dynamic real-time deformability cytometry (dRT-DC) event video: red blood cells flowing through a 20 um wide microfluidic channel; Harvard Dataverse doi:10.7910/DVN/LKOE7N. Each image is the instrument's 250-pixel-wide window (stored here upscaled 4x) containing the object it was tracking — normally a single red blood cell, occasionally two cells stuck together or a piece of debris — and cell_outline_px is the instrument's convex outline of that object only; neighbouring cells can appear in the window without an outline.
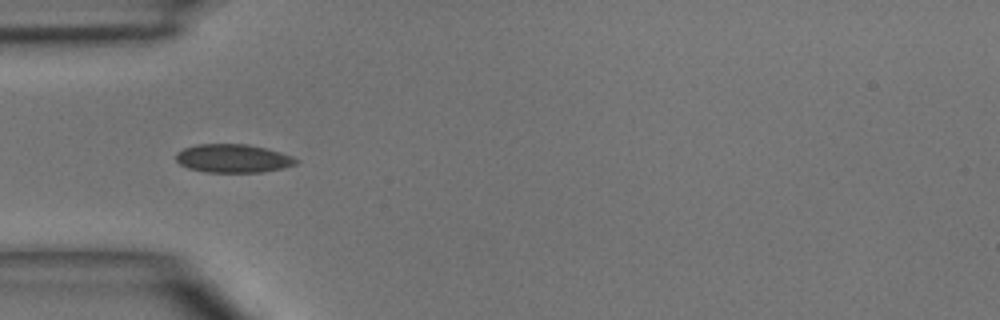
{"species": "common noctule bat (a hibernating species)", "species_latin": "Nyctalus noctula", "temperature_condition": "room temperature", "stored_images_in_passage": 5, "camera_frame_rate_fps": 3000, "um_per_image_px": 0.085, "animal": {"sex": "male", "body_mass_g": 15.6}, "frame": {"image": 1, "passage_image": 4, "time_ms": 3.333, "image_size_px": [1000, 320], "cell_outline_px": [[300, 160], [296, 164], [284, 168], [260, 172], [204, 172], [188, 168], [180, 164], [176, 160], [176, 152], [184, 148], [196, 144], [248, 144], [268, 148], [292, 156]], "centroid_in_image_um": [19.82, 13.46], "position_along_channel_um": 65.2, "area_um2": 20.06}}
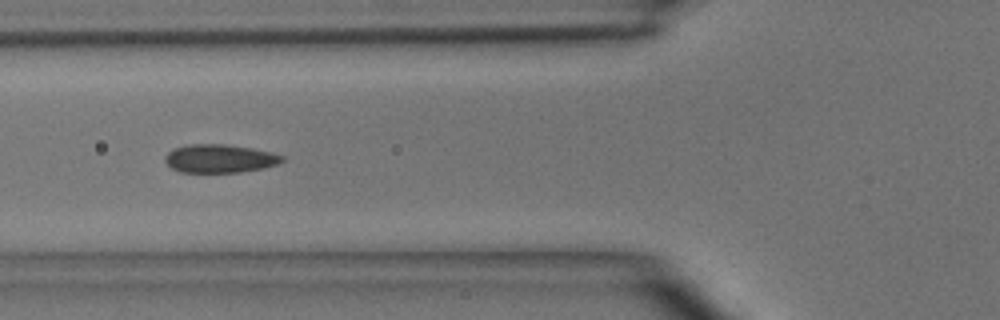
{"frame": {"image": 2, "passage_image": 5, "time_ms": 4.333, "image_size_px": [1000, 320], "cell_outline_px": [[284, 160], [276, 164], [264, 168], [240, 172], [180, 172], [172, 168], [164, 160], [168, 152], [176, 148], [188, 144], [224, 144], [252, 148], [272, 152], [284, 156]], "centroid_in_image_um": [18.69, 13.47], "position_along_channel_um": 107.1, "area_um2": 19.25}}